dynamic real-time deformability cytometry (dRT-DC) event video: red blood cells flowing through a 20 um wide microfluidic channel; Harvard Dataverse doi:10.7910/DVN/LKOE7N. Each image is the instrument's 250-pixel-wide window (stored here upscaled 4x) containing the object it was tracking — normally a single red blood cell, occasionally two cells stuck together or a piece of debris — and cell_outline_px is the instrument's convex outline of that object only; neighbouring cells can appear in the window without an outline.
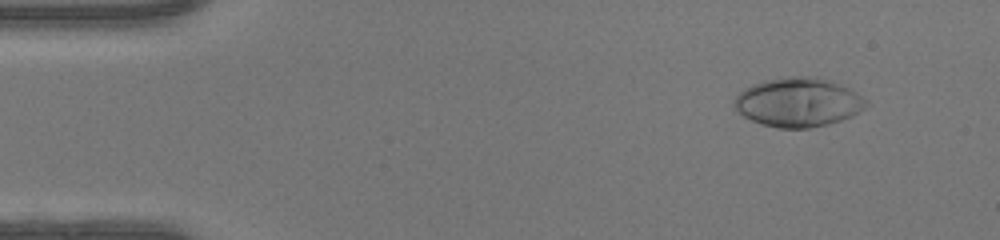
{"species": "human", "species_latin": "Homo sapiens", "temperature_condition": "warm", "stored_images_in_passage": 48, "camera_frame_rate_fps": 3000, "um_per_image_px": 0.085, "donor": {"sex": "female"}, "frame": {"image": 1, "passage_image": 5, "time_ms": 1.333, "image_size_px": [1000, 240], "cell_outline_px": [[868, 104], [864, 108], [852, 116], [828, 124], [808, 128], [780, 128], [764, 124], [752, 120], [736, 112], [732, 104], [732, 100], [744, 88], [764, 80], [788, 76], [816, 76], [828, 80], [848, 88], [856, 92]], "centroid_in_image_um": [67.8, 8.69], "position_along_channel_um": 17.2, "area_um2": 37.57}}
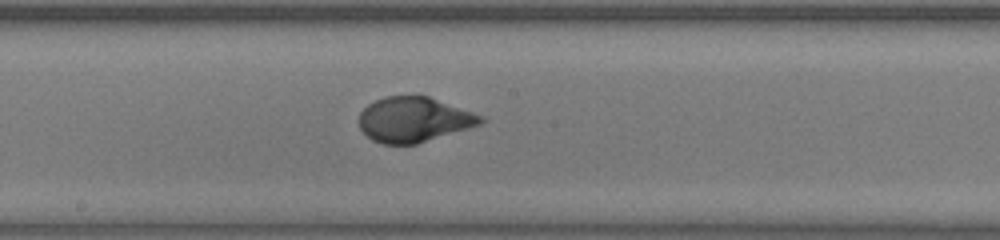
{"frame": {"image": 2, "passage_image": 26, "time_ms": 8.333, "image_size_px": [1000, 240], "cell_outline_px": [[488, 120], [480, 124], [468, 128], [416, 144], [384, 144], [372, 140], [360, 128], [360, 112], [368, 104], [384, 96], [428, 96], [484, 116]], "centroid_in_image_um": [35.19, 10.16], "position_along_channel_um": 213.0, "area_um2": 31.67}}
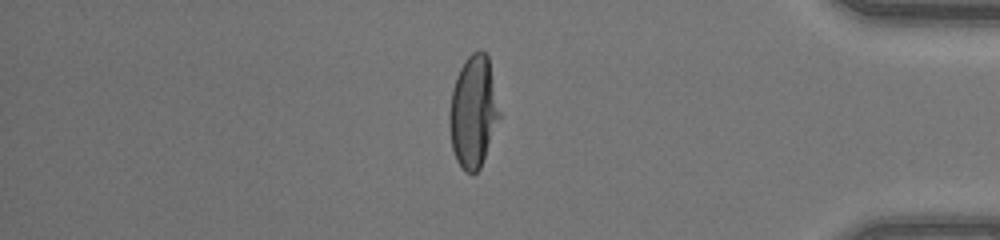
{"frame": {"image": 3, "passage_image": 41, "time_ms": 13.333, "image_size_px": [1000, 240], "cell_outline_px": [[500, 116], [480, 168], [472, 176], [464, 172], [456, 160], [452, 148], [448, 124], [448, 116], [452, 88], [456, 76], [464, 60], [472, 52], [480, 48], [488, 56], [500, 112]], "centroid_in_image_um": [40.2, 9.5], "position_along_channel_um": 395.0, "area_um2": 32.83}, "authors_computed_cell_mechanics": {"area_um2": 33.0905, "velocity_mm_per_s": 4.2847, "shape_relaxation_time_tau1_ms": 3.6351, "shape_relaxation_time_tau2_ms": null, "deformation_change_tau1": 0.2352, "deformation_change_tau2": null}}